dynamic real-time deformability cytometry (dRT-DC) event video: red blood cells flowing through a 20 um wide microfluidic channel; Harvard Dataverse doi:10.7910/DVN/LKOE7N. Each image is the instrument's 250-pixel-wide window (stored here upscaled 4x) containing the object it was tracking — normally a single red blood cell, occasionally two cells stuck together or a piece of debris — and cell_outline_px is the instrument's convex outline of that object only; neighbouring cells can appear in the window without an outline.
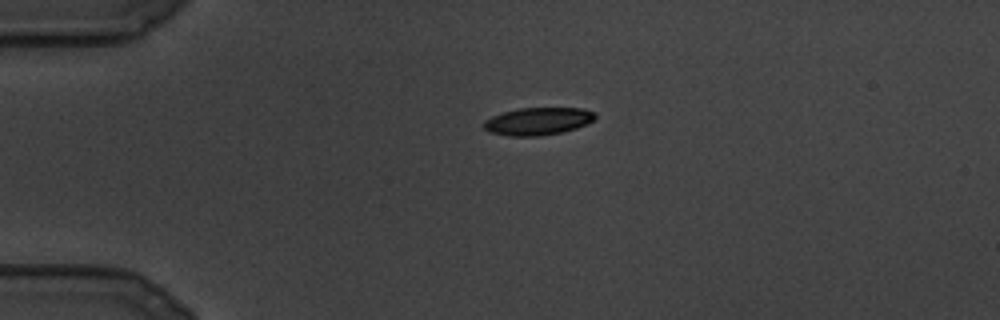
{"species": "common noctule bat (a hibernating species)", "species_latin": "Nyctalus noctula", "temperature_condition": "cold", "stored_images_in_passage": 84, "camera_frame_rate_fps": 3000, "um_per_image_px": 0.085, "animal": {"sex": "male", "body_mass_g": 19.5, "forearm_length_mm": 54.6}, "frame": {"image": 1, "passage_image": 1, "time_ms": 0.0, "image_size_px": [1000, 320], "cell_outline_px": [[596, 116], [588, 124], [576, 128], [560, 132], [536, 136], [508, 136], [488, 132], [484, 128], [484, 120], [492, 116], [504, 112], [520, 108], [584, 108], [596, 112]], "centroid_in_image_um": [45.73, 10.3], "position_along_channel_um": 39.3, "area_um2": 17.86}}
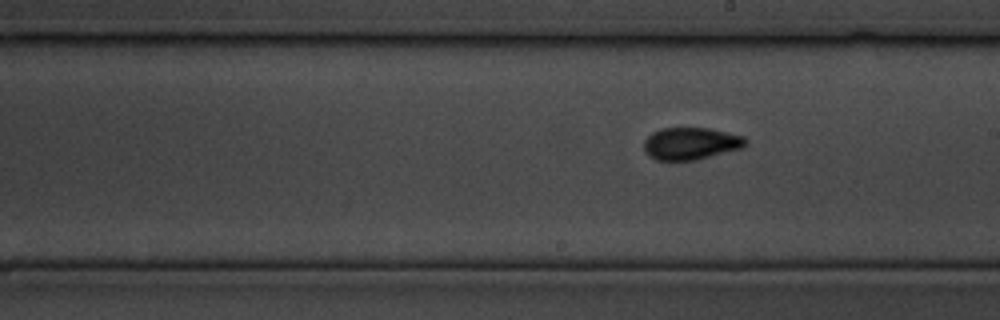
{"frame": {"image": 2, "passage_image": 37, "time_ms": 12.0, "image_size_px": [1000, 320], "cell_outline_px": [[748, 144], [744, 148], [696, 160], [656, 160], [648, 156], [644, 152], [644, 140], [652, 132], [660, 128], [708, 128], [744, 136], [748, 140]], "centroid_in_image_um": [58.73, 12.2], "position_along_channel_um": 230.3, "area_um2": 19.36}}
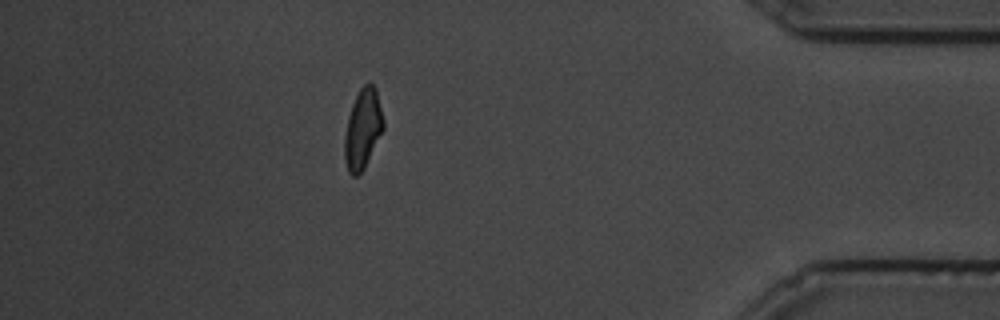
{"frame": {"image": 3, "passage_image": 71, "time_ms": 23.333, "image_size_px": [1000, 320], "cell_outline_px": [[384, 128], [364, 168], [356, 176], [352, 176], [348, 172], [344, 160], [344, 136], [348, 116], [352, 104], [360, 88], [368, 80], [376, 88], [384, 120]], "centroid_in_image_um": [30.83, 10.94], "position_along_channel_um": 404.4, "area_um2": 18.15}}